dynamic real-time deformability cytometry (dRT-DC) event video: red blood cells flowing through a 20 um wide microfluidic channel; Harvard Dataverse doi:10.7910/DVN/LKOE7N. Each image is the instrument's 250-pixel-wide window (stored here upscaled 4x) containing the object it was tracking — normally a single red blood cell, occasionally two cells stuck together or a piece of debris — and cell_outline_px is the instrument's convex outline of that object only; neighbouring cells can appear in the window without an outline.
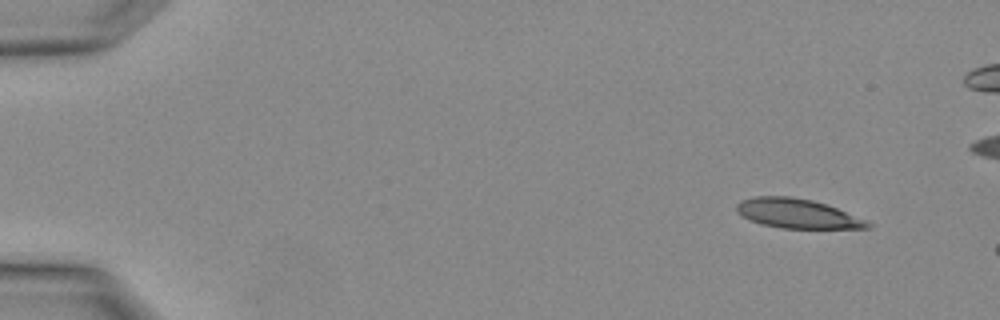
{"species": "Egyptian fruit bat (a non-hibernating species)", "species_latin": "Rousettus aegyptiacus", "temperature_condition": "warm", "stored_images_in_passage": 6, "camera_frame_rate_fps": 3000, "um_per_image_px": 0.085, "animal": {"sex": "female"}, "frame": {"image": 1, "passage_image": 1, "time_ms": 0.0, "image_size_px": [1000, 320], "cell_outline_px": [[872, 228], [780, 228], [760, 224], [736, 212], [736, 204], [740, 200], [756, 196], [792, 196], [812, 200], [836, 208], [864, 220], [872, 224]], "centroid_in_image_um": [67.71, 18.14], "position_along_channel_um": 17.3, "area_um2": 22.2}}